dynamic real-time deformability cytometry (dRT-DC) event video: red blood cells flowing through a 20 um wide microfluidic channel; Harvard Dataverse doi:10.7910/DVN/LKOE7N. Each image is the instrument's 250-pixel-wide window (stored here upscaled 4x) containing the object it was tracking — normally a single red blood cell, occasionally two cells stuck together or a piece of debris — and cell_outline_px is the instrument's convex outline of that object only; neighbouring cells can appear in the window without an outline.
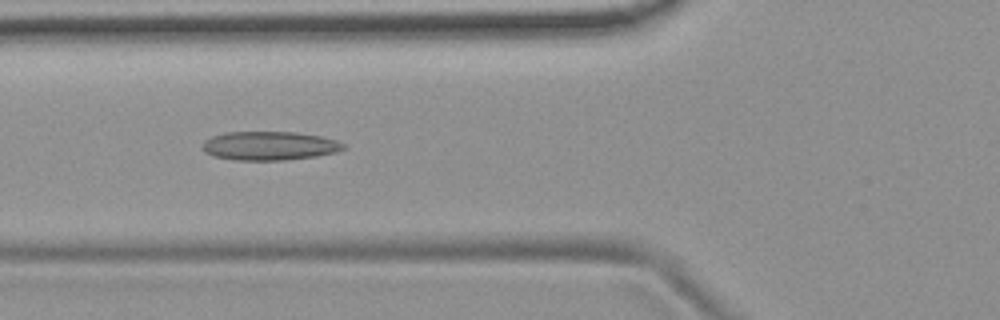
{"species": "common noctule bat (a hibernating species)", "species_latin": "Nyctalus noctula", "temperature_condition": "room temperature", "stored_images_in_passage": 52, "camera_frame_rate_fps": 3000, "um_per_image_px": 0.085, "animal": {"sex": "female", "body_mass_g": 19.9}, "frame": {"image": 1, "passage_image": 19, "time_ms": 6.0, "image_size_px": [1000, 320], "cell_outline_px": [[348, 148], [336, 152], [316, 156], [284, 160], [236, 160], [212, 156], [204, 152], [204, 140], [212, 136], [224, 132], [296, 132], [320, 136], [336, 140], [344, 144]], "centroid_in_image_um": [22.91, 12.39], "position_along_channel_um": 102.9, "area_um2": 23.7}}
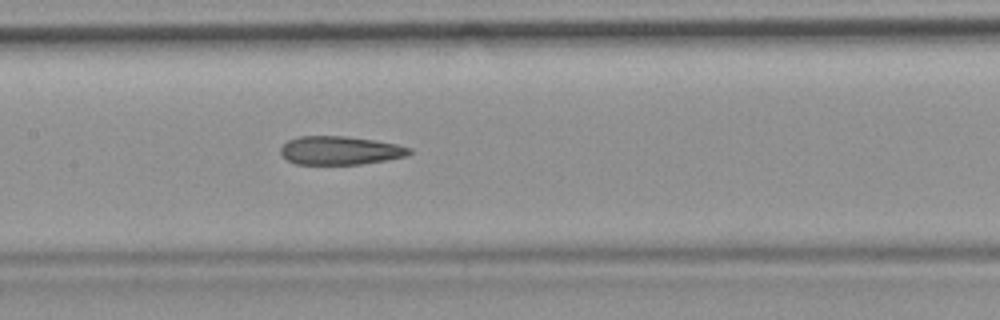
{"frame": {"image": 2, "passage_image": 25, "time_ms": 8.0, "image_size_px": [1000, 320], "cell_outline_px": [[412, 152], [408, 156], [360, 164], [296, 164], [288, 160], [280, 152], [280, 148], [288, 140], [300, 136], [344, 136], [372, 140], [396, 144], [412, 148]], "centroid_in_image_um": [28.91, 12.79], "position_along_channel_um": 178.5, "area_um2": 21.21}}
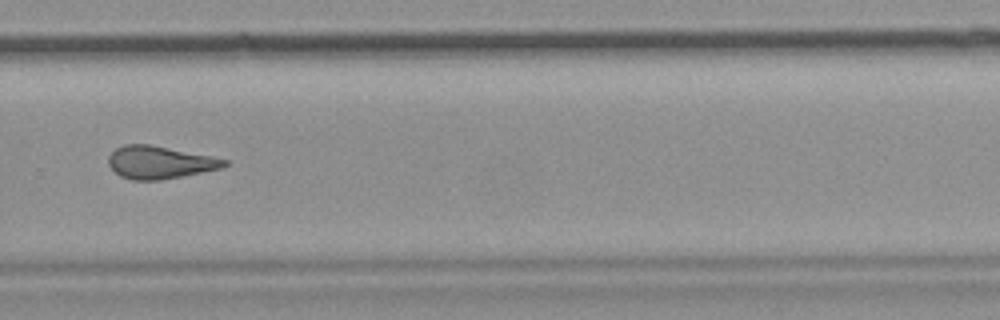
{"frame": {"image": 3, "passage_image": 36, "time_ms": 11.667, "image_size_px": [1000, 320], "cell_outline_px": [[228, 164], [224, 168], [160, 180], [132, 180], [120, 176], [108, 164], [108, 156], [116, 148], [124, 144], [152, 144], [212, 156], [228, 160]], "centroid_in_image_um": [13.59, 13.79], "position_along_channel_um": 316.2, "area_um2": 22.2}, "authors_computed_cell_mechanics": {"area_um2": 22.8021, "velocity_mm_per_s": 3.7661, "shape_relaxation_time_tau1_ms": null, "shape_relaxation_time_tau2_ms": 3.4732, "deformation_change_tau1": null, "deformation_change_tau2": 0.1377}}